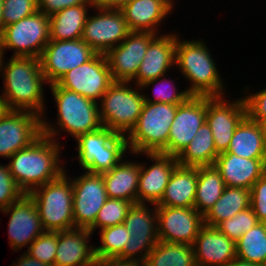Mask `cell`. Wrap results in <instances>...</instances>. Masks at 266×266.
<instances>
[{
	"instance_id": "cell-1",
	"label": "cell",
	"mask_w": 266,
	"mask_h": 266,
	"mask_svg": "<svg viewBox=\"0 0 266 266\" xmlns=\"http://www.w3.org/2000/svg\"><path fill=\"white\" fill-rule=\"evenodd\" d=\"M62 147L58 140L42 134L30 146L9 158V171L24 194H29L65 172V163L60 161Z\"/></svg>"
},
{
	"instance_id": "cell-2",
	"label": "cell",
	"mask_w": 266,
	"mask_h": 266,
	"mask_svg": "<svg viewBox=\"0 0 266 266\" xmlns=\"http://www.w3.org/2000/svg\"><path fill=\"white\" fill-rule=\"evenodd\" d=\"M3 62L1 96L11 110L30 111L45 116L44 86L48 83L41 69V59L35 57H10ZM44 85V86H43Z\"/></svg>"
},
{
	"instance_id": "cell-3",
	"label": "cell",
	"mask_w": 266,
	"mask_h": 266,
	"mask_svg": "<svg viewBox=\"0 0 266 266\" xmlns=\"http://www.w3.org/2000/svg\"><path fill=\"white\" fill-rule=\"evenodd\" d=\"M179 36L177 33L175 66L190 82L187 92L191 96H225L227 87L207 44L201 39L181 40Z\"/></svg>"
},
{
	"instance_id": "cell-4",
	"label": "cell",
	"mask_w": 266,
	"mask_h": 266,
	"mask_svg": "<svg viewBox=\"0 0 266 266\" xmlns=\"http://www.w3.org/2000/svg\"><path fill=\"white\" fill-rule=\"evenodd\" d=\"M57 105V121L53 123L42 117V134L57 141L60 129L76 139L82 134L102 127L98 103L82 95L61 88L56 83L49 84ZM58 127H57V126ZM56 128V129H55ZM57 138V139H56Z\"/></svg>"
},
{
	"instance_id": "cell-5",
	"label": "cell",
	"mask_w": 266,
	"mask_h": 266,
	"mask_svg": "<svg viewBox=\"0 0 266 266\" xmlns=\"http://www.w3.org/2000/svg\"><path fill=\"white\" fill-rule=\"evenodd\" d=\"M66 172L29 193L37 206L45 231L58 232L75 228L72 180Z\"/></svg>"
},
{
	"instance_id": "cell-6",
	"label": "cell",
	"mask_w": 266,
	"mask_h": 266,
	"mask_svg": "<svg viewBox=\"0 0 266 266\" xmlns=\"http://www.w3.org/2000/svg\"><path fill=\"white\" fill-rule=\"evenodd\" d=\"M180 104L144 102L138 121L126 136L130 154L163 152Z\"/></svg>"
},
{
	"instance_id": "cell-7",
	"label": "cell",
	"mask_w": 266,
	"mask_h": 266,
	"mask_svg": "<svg viewBox=\"0 0 266 266\" xmlns=\"http://www.w3.org/2000/svg\"><path fill=\"white\" fill-rule=\"evenodd\" d=\"M130 84L114 81L98 102L102 126L124 136L136 125L145 102L141 87Z\"/></svg>"
},
{
	"instance_id": "cell-8",
	"label": "cell",
	"mask_w": 266,
	"mask_h": 266,
	"mask_svg": "<svg viewBox=\"0 0 266 266\" xmlns=\"http://www.w3.org/2000/svg\"><path fill=\"white\" fill-rule=\"evenodd\" d=\"M77 141V157L80 167L89 173L102 174L119 164L128 150L127 138L102 126L82 134Z\"/></svg>"
},
{
	"instance_id": "cell-9",
	"label": "cell",
	"mask_w": 266,
	"mask_h": 266,
	"mask_svg": "<svg viewBox=\"0 0 266 266\" xmlns=\"http://www.w3.org/2000/svg\"><path fill=\"white\" fill-rule=\"evenodd\" d=\"M50 41L49 16L37 11L16 23L4 26L0 48L13 50L12 57L40 58Z\"/></svg>"
},
{
	"instance_id": "cell-10",
	"label": "cell",
	"mask_w": 266,
	"mask_h": 266,
	"mask_svg": "<svg viewBox=\"0 0 266 266\" xmlns=\"http://www.w3.org/2000/svg\"><path fill=\"white\" fill-rule=\"evenodd\" d=\"M135 203L130 207L124 226L128 230L130 238L118 257L120 260H133L143 264L149 252L159 241L157 228L156 204ZM139 254V255H138Z\"/></svg>"
},
{
	"instance_id": "cell-11",
	"label": "cell",
	"mask_w": 266,
	"mask_h": 266,
	"mask_svg": "<svg viewBox=\"0 0 266 266\" xmlns=\"http://www.w3.org/2000/svg\"><path fill=\"white\" fill-rule=\"evenodd\" d=\"M96 15H89L81 39L96 53L106 54L118 46L131 32L121 10L94 6ZM99 12V13H98Z\"/></svg>"
},
{
	"instance_id": "cell-12",
	"label": "cell",
	"mask_w": 266,
	"mask_h": 266,
	"mask_svg": "<svg viewBox=\"0 0 266 266\" xmlns=\"http://www.w3.org/2000/svg\"><path fill=\"white\" fill-rule=\"evenodd\" d=\"M96 54L81 38L50 40L40 57L46 82L48 85L56 83L66 72L88 62Z\"/></svg>"
},
{
	"instance_id": "cell-13",
	"label": "cell",
	"mask_w": 266,
	"mask_h": 266,
	"mask_svg": "<svg viewBox=\"0 0 266 266\" xmlns=\"http://www.w3.org/2000/svg\"><path fill=\"white\" fill-rule=\"evenodd\" d=\"M113 82L106 55L97 53L88 62L62 75L56 84L98 103Z\"/></svg>"
},
{
	"instance_id": "cell-14",
	"label": "cell",
	"mask_w": 266,
	"mask_h": 266,
	"mask_svg": "<svg viewBox=\"0 0 266 266\" xmlns=\"http://www.w3.org/2000/svg\"><path fill=\"white\" fill-rule=\"evenodd\" d=\"M42 135V117L30 111L11 110L0 120V157L9 159Z\"/></svg>"
},
{
	"instance_id": "cell-15",
	"label": "cell",
	"mask_w": 266,
	"mask_h": 266,
	"mask_svg": "<svg viewBox=\"0 0 266 266\" xmlns=\"http://www.w3.org/2000/svg\"><path fill=\"white\" fill-rule=\"evenodd\" d=\"M226 96H206V122L209 124L216 152H226L234 131L246 116V105L243 97L232 100Z\"/></svg>"
},
{
	"instance_id": "cell-16",
	"label": "cell",
	"mask_w": 266,
	"mask_h": 266,
	"mask_svg": "<svg viewBox=\"0 0 266 266\" xmlns=\"http://www.w3.org/2000/svg\"><path fill=\"white\" fill-rule=\"evenodd\" d=\"M73 189V216L75 227L88 229L108 199L102 174L83 171L71 178Z\"/></svg>"
},
{
	"instance_id": "cell-17",
	"label": "cell",
	"mask_w": 266,
	"mask_h": 266,
	"mask_svg": "<svg viewBox=\"0 0 266 266\" xmlns=\"http://www.w3.org/2000/svg\"><path fill=\"white\" fill-rule=\"evenodd\" d=\"M156 36L152 32L131 31L105 54L113 81L131 82L136 77L147 47Z\"/></svg>"
},
{
	"instance_id": "cell-18",
	"label": "cell",
	"mask_w": 266,
	"mask_h": 266,
	"mask_svg": "<svg viewBox=\"0 0 266 266\" xmlns=\"http://www.w3.org/2000/svg\"><path fill=\"white\" fill-rule=\"evenodd\" d=\"M206 122V96H190L178 105L163 154L178 156Z\"/></svg>"
},
{
	"instance_id": "cell-19",
	"label": "cell",
	"mask_w": 266,
	"mask_h": 266,
	"mask_svg": "<svg viewBox=\"0 0 266 266\" xmlns=\"http://www.w3.org/2000/svg\"><path fill=\"white\" fill-rule=\"evenodd\" d=\"M203 216L195 208L157 206L159 241L193 245Z\"/></svg>"
},
{
	"instance_id": "cell-20",
	"label": "cell",
	"mask_w": 266,
	"mask_h": 266,
	"mask_svg": "<svg viewBox=\"0 0 266 266\" xmlns=\"http://www.w3.org/2000/svg\"><path fill=\"white\" fill-rule=\"evenodd\" d=\"M9 215L8 240L11 249L19 252L30 245L38 236L45 232L37 206L29 194H24L19 200L1 211Z\"/></svg>"
},
{
	"instance_id": "cell-21",
	"label": "cell",
	"mask_w": 266,
	"mask_h": 266,
	"mask_svg": "<svg viewBox=\"0 0 266 266\" xmlns=\"http://www.w3.org/2000/svg\"><path fill=\"white\" fill-rule=\"evenodd\" d=\"M145 155L153 164L140 162V175L137 189V203L158 204L169 182L174 168L178 165L176 156L157 153H136ZM147 165V166H146Z\"/></svg>"
},
{
	"instance_id": "cell-22",
	"label": "cell",
	"mask_w": 266,
	"mask_h": 266,
	"mask_svg": "<svg viewBox=\"0 0 266 266\" xmlns=\"http://www.w3.org/2000/svg\"><path fill=\"white\" fill-rule=\"evenodd\" d=\"M176 38V32L159 34L149 43L137 75L131 81L133 85L140 87L147 81L168 76L169 69L175 66Z\"/></svg>"
},
{
	"instance_id": "cell-23",
	"label": "cell",
	"mask_w": 266,
	"mask_h": 266,
	"mask_svg": "<svg viewBox=\"0 0 266 266\" xmlns=\"http://www.w3.org/2000/svg\"><path fill=\"white\" fill-rule=\"evenodd\" d=\"M193 249L197 266H227L237 258L235 242L212 226L200 228Z\"/></svg>"
},
{
	"instance_id": "cell-24",
	"label": "cell",
	"mask_w": 266,
	"mask_h": 266,
	"mask_svg": "<svg viewBox=\"0 0 266 266\" xmlns=\"http://www.w3.org/2000/svg\"><path fill=\"white\" fill-rule=\"evenodd\" d=\"M92 232L86 228L58 231L54 266H96ZM89 244V245H88Z\"/></svg>"
},
{
	"instance_id": "cell-25",
	"label": "cell",
	"mask_w": 266,
	"mask_h": 266,
	"mask_svg": "<svg viewBox=\"0 0 266 266\" xmlns=\"http://www.w3.org/2000/svg\"><path fill=\"white\" fill-rule=\"evenodd\" d=\"M174 6L168 0H134L120 10L130 31L158 35L161 22L172 14Z\"/></svg>"
},
{
	"instance_id": "cell-26",
	"label": "cell",
	"mask_w": 266,
	"mask_h": 266,
	"mask_svg": "<svg viewBox=\"0 0 266 266\" xmlns=\"http://www.w3.org/2000/svg\"><path fill=\"white\" fill-rule=\"evenodd\" d=\"M265 159H248L233 153H220L215 167L220 171L225 186L250 190L252 185L264 174Z\"/></svg>"
},
{
	"instance_id": "cell-27",
	"label": "cell",
	"mask_w": 266,
	"mask_h": 266,
	"mask_svg": "<svg viewBox=\"0 0 266 266\" xmlns=\"http://www.w3.org/2000/svg\"><path fill=\"white\" fill-rule=\"evenodd\" d=\"M198 167L177 165L156 206L194 208Z\"/></svg>"
},
{
	"instance_id": "cell-28",
	"label": "cell",
	"mask_w": 266,
	"mask_h": 266,
	"mask_svg": "<svg viewBox=\"0 0 266 266\" xmlns=\"http://www.w3.org/2000/svg\"><path fill=\"white\" fill-rule=\"evenodd\" d=\"M140 162L122 160L110 171L102 173L108 198L137 203Z\"/></svg>"
},
{
	"instance_id": "cell-29",
	"label": "cell",
	"mask_w": 266,
	"mask_h": 266,
	"mask_svg": "<svg viewBox=\"0 0 266 266\" xmlns=\"http://www.w3.org/2000/svg\"><path fill=\"white\" fill-rule=\"evenodd\" d=\"M226 152L242 158L265 159L266 142L261 124L246 115L236 127Z\"/></svg>"
},
{
	"instance_id": "cell-30",
	"label": "cell",
	"mask_w": 266,
	"mask_h": 266,
	"mask_svg": "<svg viewBox=\"0 0 266 266\" xmlns=\"http://www.w3.org/2000/svg\"><path fill=\"white\" fill-rule=\"evenodd\" d=\"M96 2L65 8L49 16L50 40H76L81 38L84 25Z\"/></svg>"
},
{
	"instance_id": "cell-31",
	"label": "cell",
	"mask_w": 266,
	"mask_h": 266,
	"mask_svg": "<svg viewBox=\"0 0 266 266\" xmlns=\"http://www.w3.org/2000/svg\"><path fill=\"white\" fill-rule=\"evenodd\" d=\"M218 155L210 126L204 122L192 141L176 158L179 165L199 167L214 165Z\"/></svg>"
},
{
	"instance_id": "cell-32",
	"label": "cell",
	"mask_w": 266,
	"mask_h": 266,
	"mask_svg": "<svg viewBox=\"0 0 266 266\" xmlns=\"http://www.w3.org/2000/svg\"><path fill=\"white\" fill-rule=\"evenodd\" d=\"M250 207V190L226 186L221 197L203 216L204 225L215 227L219 222L232 218Z\"/></svg>"
},
{
	"instance_id": "cell-33",
	"label": "cell",
	"mask_w": 266,
	"mask_h": 266,
	"mask_svg": "<svg viewBox=\"0 0 266 266\" xmlns=\"http://www.w3.org/2000/svg\"><path fill=\"white\" fill-rule=\"evenodd\" d=\"M225 187L221 173L215 165L199 166L194 208L204 216L221 197Z\"/></svg>"
},
{
	"instance_id": "cell-34",
	"label": "cell",
	"mask_w": 266,
	"mask_h": 266,
	"mask_svg": "<svg viewBox=\"0 0 266 266\" xmlns=\"http://www.w3.org/2000/svg\"><path fill=\"white\" fill-rule=\"evenodd\" d=\"M142 266H197L193 245L158 241Z\"/></svg>"
},
{
	"instance_id": "cell-35",
	"label": "cell",
	"mask_w": 266,
	"mask_h": 266,
	"mask_svg": "<svg viewBox=\"0 0 266 266\" xmlns=\"http://www.w3.org/2000/svg\"><path fill=\"white\" fill-rule=\"evenodd\" d=\"M235 246L237 259L266 266V223H257Z\"/></svg>"
},
{
	"instance_id": "cell-36",
	"label": "cell",
	"mask_w": 266,
	"mask_h": 266,
	"mask_svg": "<svg viewBox=\"0 0 266 266\" xmlns=\"http://www.w3.org/2000/svg\"><path fill=\"white\" fill-rule=\"evenodd\" d=\"M99 232L101 244L94 247L96 261L118 258L130 238L124 224L103 228Z\"/></svg>"
},
{
	"instance_id": "cell-37",
	"label": "cell",
	"mask_w": 266,
	"mask_h": 266,
	"mask_svg": "<svg viewBox=\"0 0 266 266\" xmlns=\"http://www.w3.org/2000/svg\"><path fill=\"white\" fill-rule=\"evenodd\" d=\"M173 83L176 84L171 77L166 78L165 75L145 82L140 86L141 89L149 88L152 85L153 97L143 93L144 101L150 103L183 104L191 95L186 89L179 91Z\"/></svg>"
},
{
	"instance_id": "cell-38",
	"label": "cell",
	"mask_w": 266,
	"mask_h": 266,
	"mask_svg": "<svg viewBox=\"0 0 266 266\" xmlns=\"http://www.w3.org/2000/svg\"><path fill=\"white\" fill-rule=\"evenodd\" d=\"M132 204L123 199L108 198L88 230L94 233L97 228L101 230L123 223Z\"/></svg>"
},
{
	"instance_id": "cell-39",
	"label": "cell",
	"mask_w": 266,
	"mask_h": 266,
	"mask_svg": "<svg viewBox=\"0 0 266 266\" xmlns=\"http://www.w3.org/2000/svg\"><path fill=\"white\" fill-rule=\"evenodd\" d=\"M257 223H259L257 216L251 207H248L232 218L219 222L215 227L229 239L236 242Z\"/></svg>"
},
{
	"instance_id": "cell-40",
	"label": "cell",
	"mask_w": 266,
	"mask_h": 266,
	"mask_svg": "<svg viewBox=\"0 0 266 266\" xmlns=\"http://www.w3.org/2000/svg\"><path fill=\"white\" fill-rule=\"evenodd\" d=\"M57 245L58 232L45 231L28 245V250L24 252L36 260L54 266Z\"/></svg>"
},
{
	"instance_id": "cell-41",
	"label": "cell",
	"mask_w": 266,
	"mask_h": 266,
	"mask_svg": "<svg viewBox=\"0 0 266 266\" xmlns=\"http://www.w3.org/2000/svg\"><path fill=\"white\" fill-rule=\"evenodd\" d=\"M39 11L37 0H3V23L11 25Z\"/></svg>"
},
{
	"instance_id": "cell-42",
	"label": "cell",
	"mask_w": 266,
	"mask_h": 266,
	"mask_svg": "<svg viewBox=\"0 0 266 266\" xmlns=\"http://www.w3.org/2000/svg\"><path fill=\"white\" fill-rule=\"evenodd\" d=\"M3 165L0 164V212L24 195L12 177L7 164Z\"/></svg>"
},
{
	"instance_id": "cell-43",
	"label": "cell",
	"mask_w": 266,
	"mask_h": 266,
	"mask_svg": "<svg viewBox=\"0 0 266 266\" xmlns=\"http://www.w3.org/2000/svg\"><path fill=\"white\" fill-rule=\"evenodd\" d=\"M249 88L244 87L243 92L246 94L242 96L246 105V115L260 124L266 122V87L251 94L248 92Z\"/></svg>"
},
{
	"instance_id": "cell-44",
	"label": "cell",
	"mask_w": 266,
	"mask_h": 266,
	"mask_svg": "<svg viewBox=\"0 0 266 266\" xmlns=\"http://www.w3.org/2000/svg\"><path fill=\"white\" fill-rule=\"evenodd\" d=\"M250 207L258 221L266 223V176L264 174L250 189Z\"/></svg>"
},
{
	"instance_id": "cell-45",
	"label": "cell",
	"mask_w": 266,
	"mask_h": 266,
	"mask_svg": "<svg viewBox=\"0 0 266 266\" xmlns=\"http://www.w3.org/2000/svg\"><path fill=\"white\" fill-rule=\"evenodd\" d=\"M88 2H96V0H37V5L40 12L51 16L65 8L86 4Z\"/></svg>"
},
{
	"instance_id": "cell-46",
	"label": "cell",
	"mask_w": 266,
	"mask_h": 266,
	"mask_svg": "<svg viewBox=\"0 0 266 266\" xmlns=\"http://www.w3.org/2000/svg\"><path fill=\"white\" fill-rule=\"evenodd\" d=\"M96 266H142L141 263L133 260H120L118 258L99 260Z\"/></svg>"
},
{
	"instance_id": "cell-47",
	"label": "cell",
	"mask_w": 266,
	"mask_h": 266,
	"mask_svg": "<svg viewBox=\"0 0 266 266\" xmlns=\"http://www.w3.org/2000/svg\"><path fill=\"white\" fill-rule=\"evenodd\" d=\"M22 253V255L20 254V258H18V261L16 259V261L13 262L12 266H50L46 263L36 260L35 258H32L26 252Z\"/></svg>"
},
{
	"instance_id": "cell-48",
	"label": "cell",
	"mask_w": 266,
	"mask_h": 266,
	"mask_svg": "<svg viewBox=\"0 0 266 266\" xmlns=\"http://www.w3.org/2000/svg\"><path fill=\"white\" fill-rule=\"evenodd\" d=\"M132 1L134 0H96V4L104 8L120 10Z\"/></svg>"
},
{
	"instance_id": "cell-49",
	"label": "cell",
	"mask_w": 266,
	"mask_h": 266,
	"mask_svg": "<svg viewBox=\"0 0 266 266\" xmlns=\"http://www.w3.org/2000/svg\"><path fill=\"white\" fill-rule=\"evenodd\" d=\"M11 111L7 101L0 94V120Z\"/></svg>"
},
{
	"instance_id": "cell-50",
	"label": "cell",
	"mask_w": 266,
	"mask_h": 266,
	"mask_svg": "<svg viewBox=\"0 0 266 266\" xmlns=\"http://www.w3.org/2000/svg\"><path fill=\"white\" fill-rule=\"evenodd\" d=\"M227 266H264V265L249 263L236 258L234 261H231Z\"/></svg>"
},
{
	"instance_id": "cell-51",
	"label": "cell",
	"mask_w": 266,
	"mask_h": 266,
	"mask_svg": "<svg viewBox=\"0 0 266 266\" xmlns=\"http://www.w3.org/2000/svg\"><path fill=\"white\" fill-rule=\"evenodd\" d=\"M2 12H3V0H0V36L2 35L4 30Z\"/></svg>"
},
{
	"instance_id": "cell-52",
	"label": "cell",
	"mask_w": 266,
	"mask_h": 266,
	"mask_svg": "<svg viewBox=\"0 0 266 266\" xmlns=\"http://www.w3.org/2000/svg\"><path fill=\"white\" fill-rule=\"evenodd\" d=\"M5 52L0 48V76L2 75V66L5 59L4 58Z\"/></svg>"
},
{
	"instance_id": "cell-53",
	"label": "cell",
	"mask_w": 266,
	"mask_h": 266,
	"mask_svg": "<svg viewBox=\"0 0 266 266\" xmlns=\"http://www.w3.org/2000/svg\"><path fill=\"white\" fill-rule=\"evenodd\" d=\"M261 126H262V129H263V134H264L265 142H266V122H262Z\"/></svg>"
},
{
	"instance_id": "cell-54",
	"label": "cell",
	"mask_w": 266,
	"mask_h": 266,
	"mask_svg": "<svg viewBox=\"0 0 266 266\" xmlns=\"http://www.w3.org/2000/svg\"><path fill=\"white\" fill-rule=\"evenodd\" d=\"M264 175L266 176V158H265V161H264Z\"/></svg>"
},
{
	"instance_id": "cell-55",
	"label": "cell",
	"mask_w": 266,
	"mask_h": 266,
	"mask_svg": "<svg viewBox=\"0 0 266 266\" xmlns=\"http://www.w3.org/2000/svg\"><path fill=\"white\" fill-rule=\"evenodd\" d=\"M169 2H171L173 5L174 4H177V3H175L173 0H168Z\"/></svg>"
}]
</instances>
